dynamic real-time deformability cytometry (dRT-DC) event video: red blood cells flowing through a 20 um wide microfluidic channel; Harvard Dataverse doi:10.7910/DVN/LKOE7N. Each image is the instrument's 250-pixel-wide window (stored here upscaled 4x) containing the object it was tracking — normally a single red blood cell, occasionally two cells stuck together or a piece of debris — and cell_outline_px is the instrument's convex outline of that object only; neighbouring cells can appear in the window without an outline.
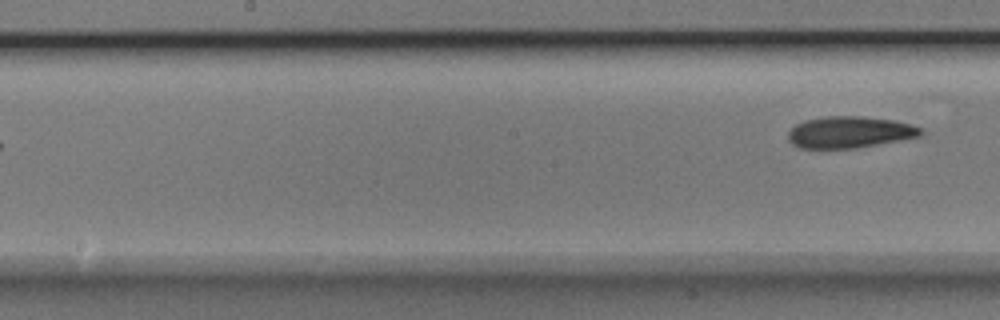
{"species": "Egyptian fruit bat (a non-hibernating species)", "species_latin": "Rousettus aegyptiacus", "temperature_condition": "room temperature", "stored_images_in_passage": 8, "segment_of_instrument_passage": [2, 2], "camera_frame_rate_fps": 3000, "um_per_image_px": 0.085, "animal": {"sex": "male"}, "frame": {"image": 1, "passage_image": 8, "time_ms": 2.333, "image_size_px": [1000, 320], "cell_outline_px": [[924, 132], [920, 136], [900, 140], [856, 148], [800, 148], [792, 144], [788, 140], [788, 132], [796, 124], [804, 120], [828, 116], [864, 116], [896, 120], [912, 124], [920, 128]], "centroid_in_image_um": [72.23, 11.23], "position_along_channel_um": 176.0, "area_um2": 24.51}}